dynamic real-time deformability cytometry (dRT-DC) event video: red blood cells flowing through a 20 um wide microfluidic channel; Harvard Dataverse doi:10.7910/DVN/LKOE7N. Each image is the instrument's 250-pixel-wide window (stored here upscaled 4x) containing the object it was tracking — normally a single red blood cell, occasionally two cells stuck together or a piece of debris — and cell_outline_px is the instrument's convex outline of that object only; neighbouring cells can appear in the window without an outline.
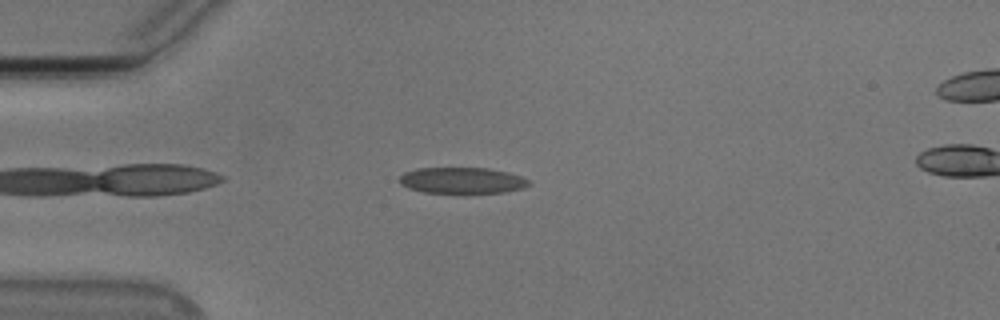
{"species": "Egyptian fruit bat (a non-hibernating species)", "species_latin": "Rousettus aegyptiacus", "temperature_condition": "cold", "stored_images_in_passage": 44, "camera_frame_rate_fps": 3000, "um_per_image_px": 0.085, "animal": {"sex": "male"}, "frame": {"image": 1, "passage_image": 4, "time_ms": 1.0, "image_size_px": [1000, 320], "cell_outline_px": [[532, 184], [524, 188], [504, 192], [464, 196], [424, 192], [408, 188], [400, 184], [396, 180], [404, 172], [416, 168], [488, 168], [508, 172], [520, 176], [528, 180]], "centroid_in_image_um": [39.26, 15.39], "position_along_channel_um": 45.7, "area_um2": 20.81}}
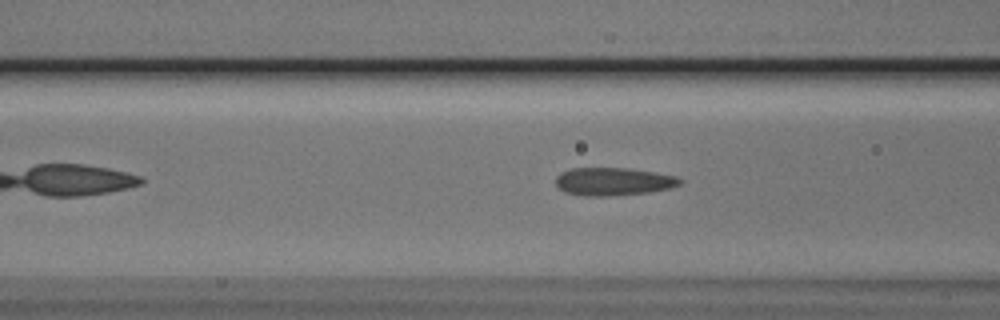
{"frame": {"image": 2, "passage_image": 11, "time_ms": 3.333, "image_size_px": [1000, 320], "cell_outline_px": [[684, 180], [680, 184], [672, 188], [648, 192], [608, 196], [584, 196], [564, 192], [556, 184], [556, 176], [572, 168], [624, 168], [652, 172], [676, 176]], "centroid_in_image_um": [52.15, 15.44], "position_along_channel_um": 114.5, "area_um2": 20.06}}
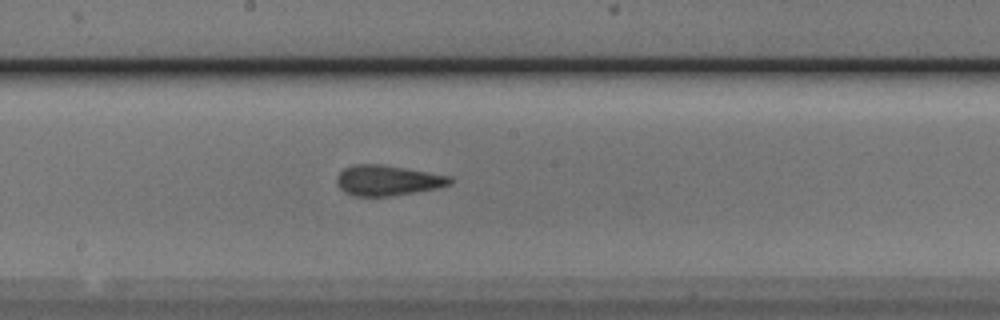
{"frame": {"image": 3, "passage_image": 19, "time_ms": 6.0, "image_size_px": [1000, 320], "cell_outline_px": [[456, 180], [452, 184], [436, 188], [388, 196], [352, 196], [344, 192], [336, 184], [336, 176], [344, 168], [352, 164], [380, 164], [452, 176]], "centroid_in_image_um": [32.93, 15.33], "position_along_channel_um": 215.3, "area_um2": 20.11}, "authors_computed_cell_mechanics": {"area_um2": 19.941, "velocity_mm_per_s": 3.7781, "shape_relaxation_time_tau1_ms": null, "shape_relaxation_time_tau2_ms": 1.5259, "deformation_change_tau1": null, "deformation_change_tau2": 0.1002}}